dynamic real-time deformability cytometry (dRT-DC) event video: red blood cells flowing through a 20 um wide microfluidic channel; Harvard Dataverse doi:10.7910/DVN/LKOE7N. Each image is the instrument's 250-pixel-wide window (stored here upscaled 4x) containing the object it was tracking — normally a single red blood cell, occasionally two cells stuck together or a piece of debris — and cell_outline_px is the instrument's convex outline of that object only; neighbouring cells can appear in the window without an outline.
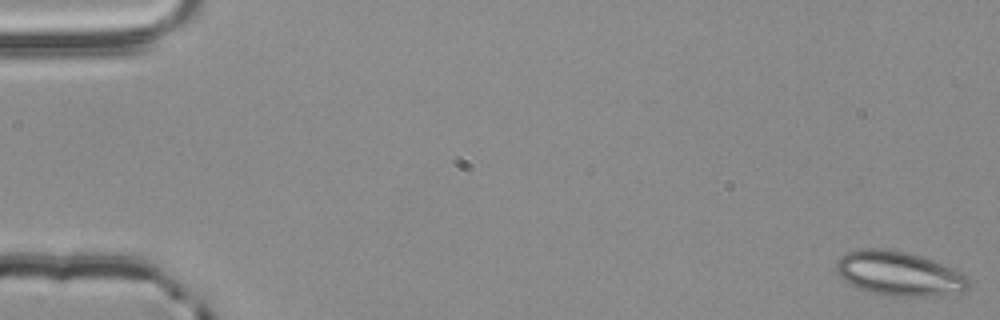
{"species": "common noctule bat (a hibernating species)", "species_latin": "Nyctalus noctula", "temperature_condition": "room temperature", "stored_images_in_passage": 35, "camera_frame_rate_fps": 3000, "um_per_image_px": 0.085, "animal": {"sex": "male", "body_mass_g": 20.4}, "frame": {"image": 1, "passage_image": 1, "time_ms": 0.0, "image_size_px": [1000, 320], "cell_outline_px": [[972, 284], [968, 288], [960, 292], [924, 296], [888, 296], [868, 292], [848, 284], [836, 272], [836, 260], [840, 256], [848, 252], [864, 248], [884, 248], [908, 252], [924, 256], [952, 268], [968, 276]], "centroid_in_image_um": [76.4, 23.25], "position_along_channel_um": 8.6, "area_um2": 34.56}}
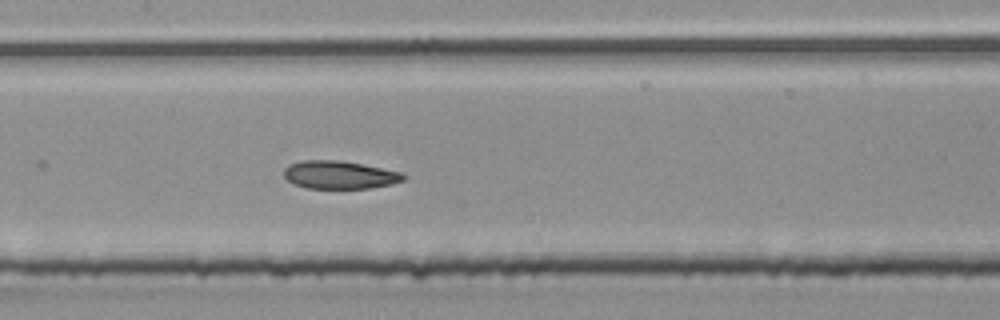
{"frame": {"image": 2, "passage_image": 27, "time_ms": 8.667, "image_size_px": [1000, 320], "cell_outline_px": [[404, 180], [392, 184], [368, 188], [304, 188], [292, 184], [284, 176], [284, 168], [288, 164], [304, 160], [340, 160], [404, 172]], "centroid_in_image_um": [28.84, 14.86], "position_along_channel_um": 178.6, "area_um2": 19.59}}
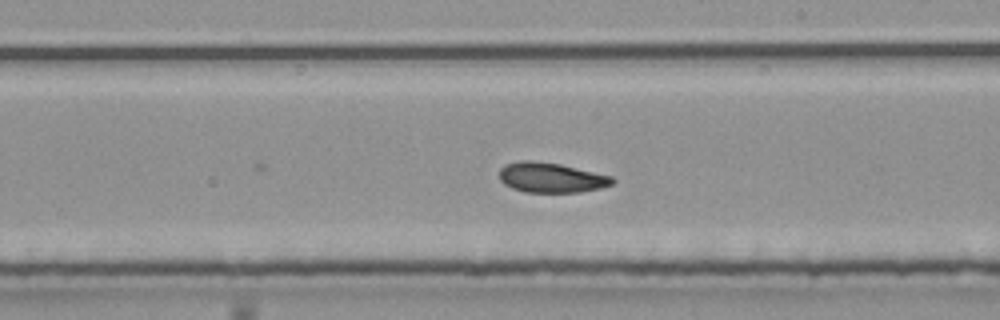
{"frame": {"image": 3, "passage_image": 32, "time_ms": 10.333, "image_size_px": [1000, 320], "cell_outline_px": [[616, 180], [612, 184], [600, 188], [580, 192], [524, 192], [512, 188], [504, 184], [500, 180], [500, 168], [504, 164], [520, 160], [532, 160], [560, 164], [612, 176]], "centroid_in_image_um": [46.83, 15.09], "position_along_channel_um": 242.2, "area_um2": 19.83}}